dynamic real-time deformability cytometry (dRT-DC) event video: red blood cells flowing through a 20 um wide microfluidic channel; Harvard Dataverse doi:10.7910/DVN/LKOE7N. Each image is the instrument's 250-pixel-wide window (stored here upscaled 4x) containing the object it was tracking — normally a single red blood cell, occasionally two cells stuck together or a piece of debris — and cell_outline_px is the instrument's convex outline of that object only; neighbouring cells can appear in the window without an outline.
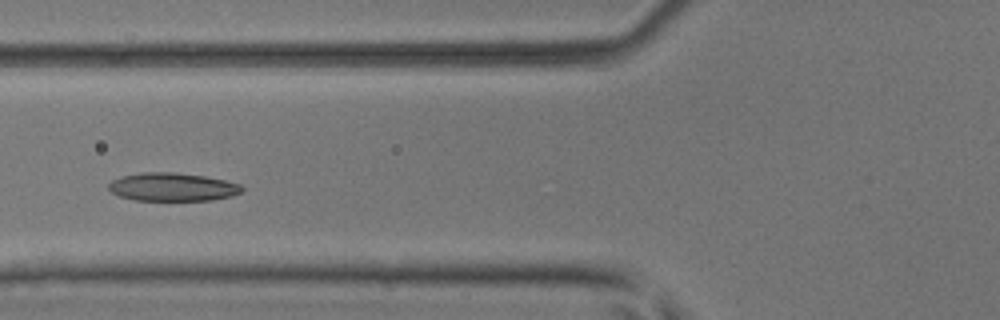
{"species": "common noctule bat (a hibernating species)", "species_latin": "Nyctalus noctula", "temperature_condition": "room temperature", "stored_images_in_passage": 5, "camera_frame_rate_fps": 3000, "um_per_image_px": 0.085, "animal": {"sex": "male", "body_mass_g": 17.9, "forearm_length_mm": 54.2}, "frame": {"image": 1, "passage_image": 4, "time_ms": 1.0, "image_size_px": [1000, 320], "cell_outline_px": [[244, 188], [240, 192], [232, 196], [212, 200], [132, 200], [120, 196], [112, 192], [108, 188], [108, 184], [112, 180], [120, 176], [144, 172], [176, 172], [204, 176], [224, 180], [240, 184]], "centroid_in_image_um": [14.64, 15.89], "position_along_channel_um": 111.2, "area_um2": 21.96}}
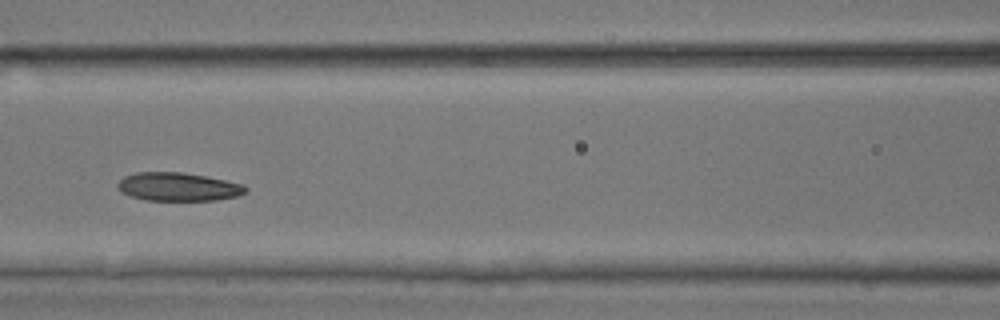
{"frame": {"image": 2, "passage_image": 5, "time_ms": 1.333, "image_size_px": [1000, 320], "cell_outline_px": [[248, 188], [244, 192], [236, 196], [216, 200], [144, 200], [132, 196], [124, 192], [116, 184], [124, 176], [136, 172], [180, 172], [204, 176], [244, 184]], "centroid_in_image_um": [15.15, 15.87], "position_along_channel_um": 151.5, "area_um2": 20.87}}